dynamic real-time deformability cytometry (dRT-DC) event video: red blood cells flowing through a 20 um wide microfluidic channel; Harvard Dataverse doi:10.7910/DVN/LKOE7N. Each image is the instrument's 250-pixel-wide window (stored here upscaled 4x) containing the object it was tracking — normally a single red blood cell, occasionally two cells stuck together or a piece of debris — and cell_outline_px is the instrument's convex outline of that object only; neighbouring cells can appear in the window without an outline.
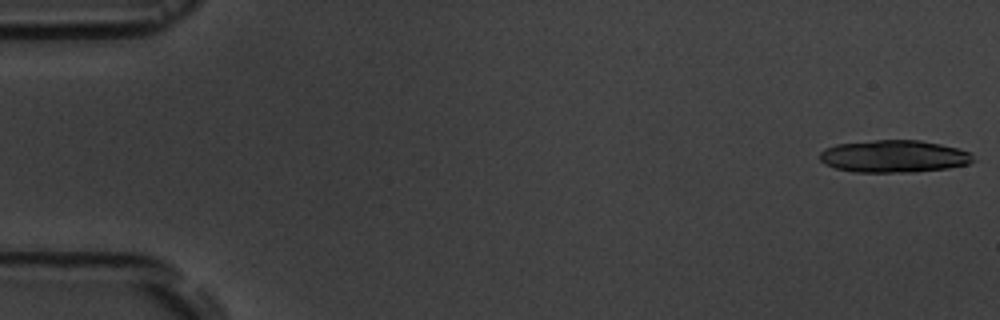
{"species": "common noctule bat (a hibernating species)", "species_latin": "Nyctalus noctula", "temperature_condition": "room temperature", "stored_images_in_passage": 6, "camera_frame_rate_fps": 3000, "um_per_image_px": 0.085, "animal": {"sex": "male", "body_mass_g": 19.5, "forearm_length_mm": 54.6}, "frame": {"image": 1, "passage_image": 1, "time_ms": 0.0, "image_size_px": [1000, 320], "cell_outline_px": [[976, 160], [968, 164], [948, 168], [916, 172], [852, 172], [836, 168], [824, 164], [820, 160], [820, 152], [824, 148], [836, 144], [876, 140], [920, 140], [940, 144], [972, 152]], "centroid_in_image_um": [75.99, 13.29], "position_along_channel_um": 9.0, "area_um2": 29.13}}
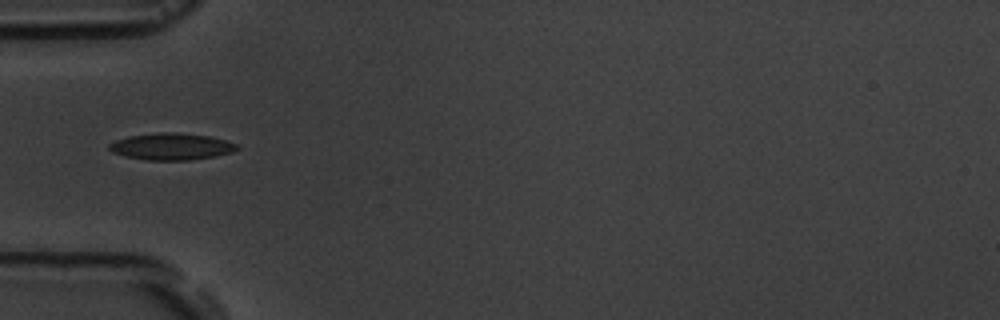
{"frame": {"image": 2, "passage_image": 6, "time_ms": 5.667, "image_size_px": [1000, 320], "cell_outline_px": [[240, 148], [232, 152], [212, 156], [188, 160], [148, 160], [128, 156], [112, 152], [108, 148], [108, 144], [116, 140], [128, 136], [160, 132], [176, 132], [212, 136], [236, 144]], "centroid_in_image_um": [14.56, 12.44], "position_along_channel_um": 70.4, "area_um2": 19.77}}